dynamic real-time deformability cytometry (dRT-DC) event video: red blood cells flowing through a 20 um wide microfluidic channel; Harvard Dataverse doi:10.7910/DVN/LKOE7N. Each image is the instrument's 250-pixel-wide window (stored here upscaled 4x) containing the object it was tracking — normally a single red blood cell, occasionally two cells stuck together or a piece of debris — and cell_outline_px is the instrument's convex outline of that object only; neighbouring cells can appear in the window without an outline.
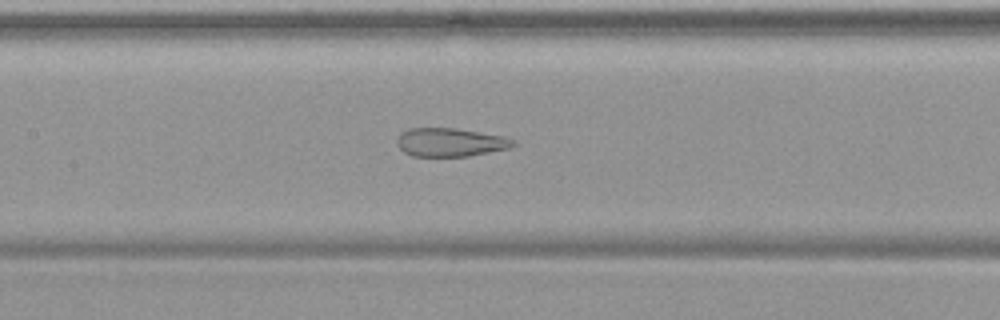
{"species": "common noctule bat (a hibernating species)", "species_latin": "Nyctalus noctula", "temperature_condition": "warm", "stored_images_in_passage": 54, "camera_frame_rate_fps": 3000, "um_per_image_px": 0.085, "animal": {"sex": "female", "body_mass_g": 19.9}, "frame": {"image": 1, "passage_image": 26, "time_ms": 8.333, "image_size_px": [1000, 320], "cell_outline_px": [[516, 144], [512, 148], [468, 156], [412, 156], [404, 152], [396, 144], [396, 140], [400, 132], [408, 128], [456, 128], [504, 136], [516, 140]], "centroid_in_image_um": [38.28, 12.09], "position_along_channel_um": 169.1, "area_um2": 19.54}}
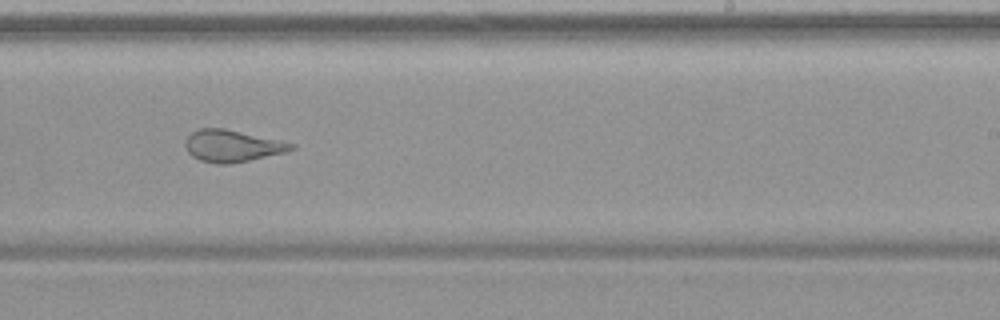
{"frame": {"image": 2, "passage_image": 34, "time_ms": 11.0, "image_size_px": [1000, 320], "cell_outline_px": [[296, 148], [288, 152], [228, 164], [216, 164], [200, 160], [192, 156], [188, 152], [184, 144], [184, 140], [196, 128], [224, 128], [280, 140], [296, 144]], "centroid_in_image_um": [19.73, 12.39], "position_along_channel_um": 269.3, "area_um2": 19.83}}
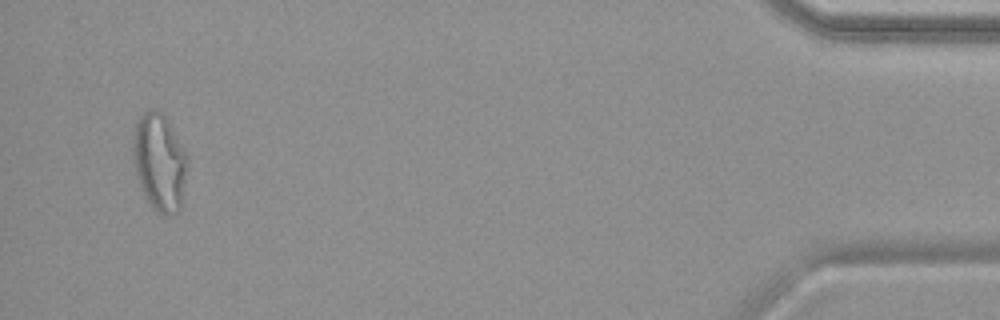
{"frame": {"image": 3, "passage_image": 52, "time_ms": 17.0, "image_size_px": [1000, 320], "cell_outline_px": [[188, 164], [180, 208], [176, 212], [168, 216], [164, 216], [144, 196], [136, 172], [132, 156], [132, 136], [136, 124], [140, 116], [144, 112], [152, 108], [156, 108], [164, 112], [168, 116], [188, 156]], "centroid_in_image_um": [13.57, 13.69], "position_along_channel_um": 421.6, "area_um2": 31.27}, "authors_computed_cell_mechanics": {"area_um2": 26.9059, "velocity_mm_per_s": 3.779, "shape_relaxation_time_tau1_ms": null, "shape_relaxation_time_tau2_ms": 1.3032, "deformation_change_tau1": null, "deformation_change_tau2": 0.1055}}